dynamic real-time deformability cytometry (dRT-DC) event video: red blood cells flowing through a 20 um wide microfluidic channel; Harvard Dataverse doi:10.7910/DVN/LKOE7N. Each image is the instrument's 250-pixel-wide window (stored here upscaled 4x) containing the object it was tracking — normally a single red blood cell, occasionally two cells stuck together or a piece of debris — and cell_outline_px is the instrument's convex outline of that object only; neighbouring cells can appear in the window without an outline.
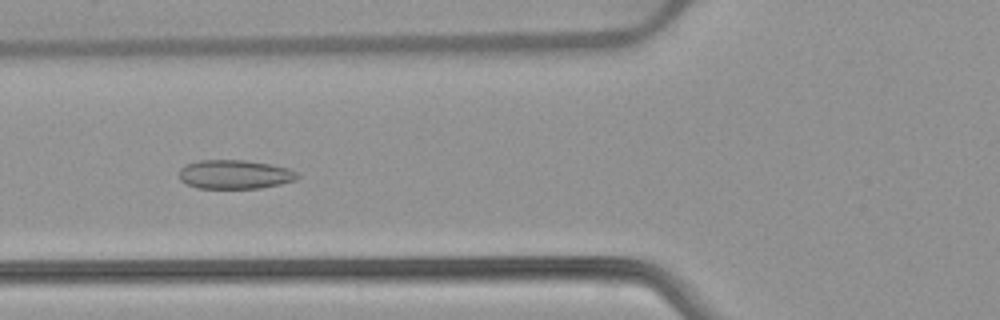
{"species": "common noctule bat (a hibernating species)", "species_latin": "Nyctalus noctula", "temperature_condition": "warm", "stored_images_in_passage": 38, "camera_frame_rate_fps": 3000, "um_per_image_px": 0.085, "animal": {"sex": "female", "body_mass_g": 22.7, "forearm_length_mm": 54.2}, "frame": {"image": 1, "passage_image": 14, "time_ms": 4.333, "image_size_px": [1000, 320], "cell_outline_px": [[300, 176], [296, 180], [280, 184], [260, 188], [196, 188], [180, 180], [180, 168], [184, 164], [200, 160], [244, 160], [272, 164], [288, 168], [296, 172]], "centroid_in_image_um": [19.96, 14.82], "position_along_channel_um": 105.8, "area_um2": 20.06}}
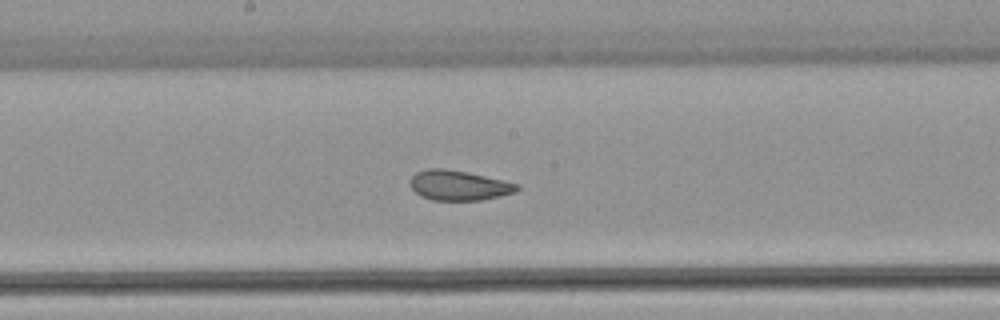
{"frame": {"image": 2, "passage_image": 22, "time_ms": 7.0, "image_size_px": [1000, 320], "cell_outline_px": [[520, 188], [516, 192], [484, 200], [432, 200], [420, 196], [408, 184], [412, 176], [416, 172], [428, 168], [444, 168], [468, 172], [504, 180], [520, 184]], "centroid_in_image_um": [39.01, 15.75], "position_along_channel_um": 209.2, "area_um2": 18.9}}
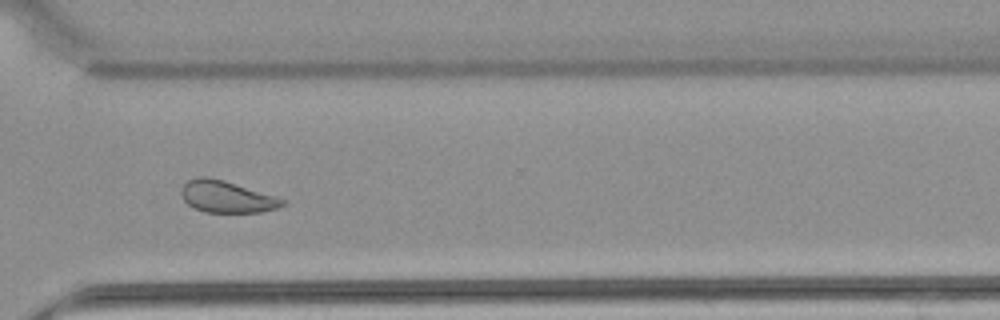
{"frame": {"image": 3, "passage_image": 33, "time_ms": 10.667, "image_size_px": [1000, 320], "cell_outline_px": [[288, 200], [284, 204], [276, 208], [260, 212], [204, 212], [188, 204], [184, 200], [180, 192], [180, 188], [188, 180], [200, 176], [208, 176], [224, 180], [276, 196]], "centroid_in_image_um": [19.26, 16.71], "position_along_channel_um": 351.3, "area_um2": 18.73}, "authors_computed_cell_mechanics": {"area_um2": 20.1144, "velocity_mm_per_s": 3.8667, "shape_relaxation_time_tau1_ms": 11.3984, "shape_relaxation_time_tau2_ms": 1.2248, "deformation_change_tau1": 0.1615, "deformation_change_tau2": 0.0571}}